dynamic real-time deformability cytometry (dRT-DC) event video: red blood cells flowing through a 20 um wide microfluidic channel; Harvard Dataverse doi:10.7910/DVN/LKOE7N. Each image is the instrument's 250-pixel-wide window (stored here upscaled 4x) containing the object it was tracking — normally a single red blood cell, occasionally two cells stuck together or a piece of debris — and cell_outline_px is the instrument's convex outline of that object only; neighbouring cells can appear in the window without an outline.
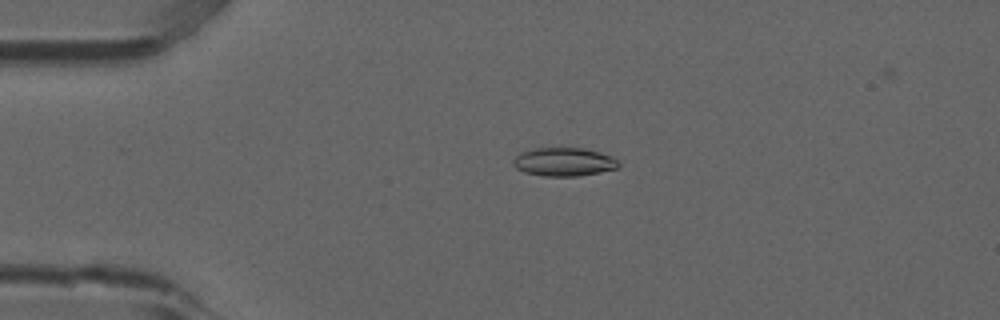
{"species": "common noctule bat (a hibernating species)", "species_latin": "Nyctalus noctula", "temperature_condition": "room temperature", "stored_images_in_passage": 5, "camera_frame_rate_fps": 3000, "um_per_image_px": 0.085, "animal": {"sex": "male", "forearm_length_mm": 52.5}, "frame": {"image": 1, "passage_image": 4, "time_ms": 1.0, "image_size_px": [1000, 320], "cell_outline_px": [[620, 164], [616, 168], [600, 172], [576, 176], [544, 176], [524, 172], [516, 168], [512, 164], [512, 160], [520, 152], [536, 148], [584, 148], [600, 152], [612, 156]], "centroid_in_image_um": [47.9, 13.75], "position_along_channel_um": 37.1, "area_um2": 17.46}}